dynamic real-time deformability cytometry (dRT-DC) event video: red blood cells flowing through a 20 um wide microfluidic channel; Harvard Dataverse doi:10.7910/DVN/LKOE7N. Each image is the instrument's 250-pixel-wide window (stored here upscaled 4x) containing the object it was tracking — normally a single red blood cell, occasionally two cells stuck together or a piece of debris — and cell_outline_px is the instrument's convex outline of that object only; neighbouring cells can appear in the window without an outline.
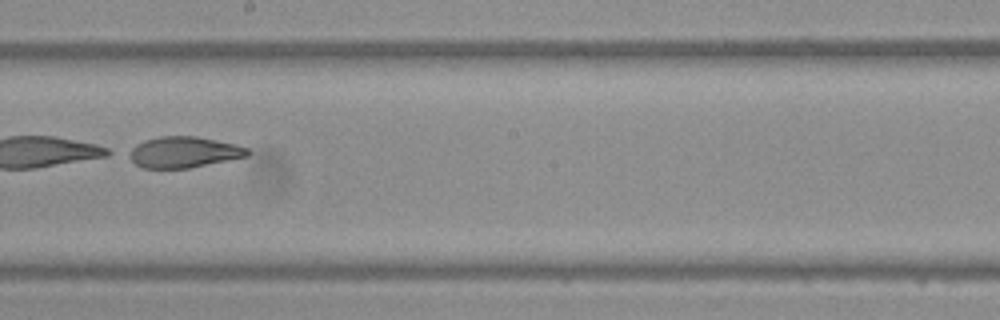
{"species": "Egyptian fruit bat (a non-hibernating species)", "species_latin": "Rousettus aegyptiacus", "temperature_condition": "warm", "stored_images_in_passage": 52, "camera_frame_rate_fps": 3000, "um_per_image_px": 0.085, "frame": {"image": 1, "passage_image": 30, "time_ms": 9.667, "image_size_px": [1000, 320], "cell_outline_px": [[252, 152], [248, 156], [188, 168], [144, 168], [136, 164], [124, 156], [124, 152], [136, 144], [144, 140], [160, 136], [196, 136], [236, 144], [248, 148]], "centroid_in_image_um": [15.56, 12.93], "position_along_channel_um": 232.6, "area_um2": 21.73}}